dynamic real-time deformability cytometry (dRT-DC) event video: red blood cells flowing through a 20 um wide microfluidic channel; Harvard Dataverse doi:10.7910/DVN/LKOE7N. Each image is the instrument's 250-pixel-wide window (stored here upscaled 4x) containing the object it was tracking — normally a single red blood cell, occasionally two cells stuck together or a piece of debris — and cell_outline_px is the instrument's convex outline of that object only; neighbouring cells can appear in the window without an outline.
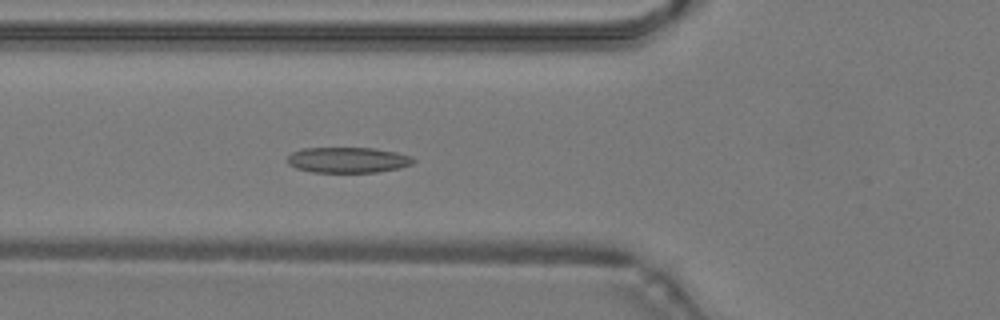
{"species": "common noctule bat (a hibernating species)", "species_latin": "Nyctalus noctula", "temperature_condition": "warm", "stored_images_in_passage": 39, "camera_frame_rate_fps": 3000, "um_per_image_px": 0.085, "animal": {"sex": "male", "body_mass_g": 19.2, "forearm_length_mm": 51.8}, "frame": {"image": 1, "passage_image": 9, "time_ms": 2.667, "image_size_px": [1000, 320], "cell_outline_px": [[416, 160], [412, 164], [400, 168], [376, 172], [312, 172], [296, 168], [288, 164], [288, 156], [292, 152], [300, 148], [376, 148], [396, 152], [412, 156]], "centroid_in_image_um": [29.58, 13.59], "position_along_channel_um": 96.2, "area_um2": 18.9}}
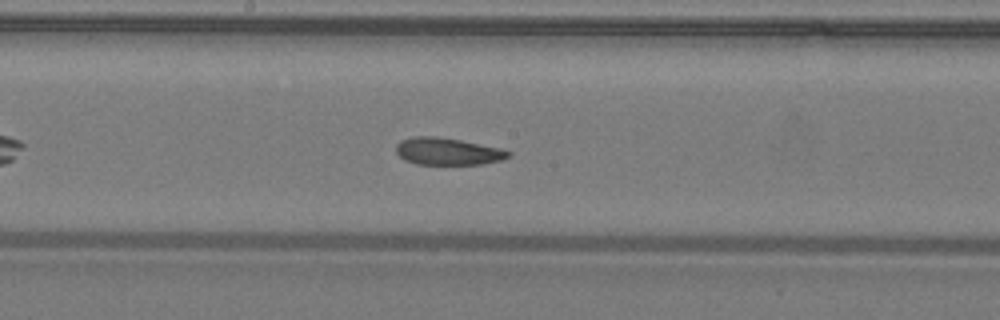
{"frame": {"image": 2, "passage_image": 17, "time_ms": 5.333, "image_size_px": [1000, 320], "cell_outline_px": [[512, 156], [500, 160], [484, 164], [416, 164], [404, 160], [396, 152], [396, 144], [400, 140], [412, 136], [436, 136], [460, 140], [500, 148], [512, 152]], "centroid_in_image_um": [38.04, 12.86], "position_along_channel_um": 210.2, "area_um2": 17.86}}
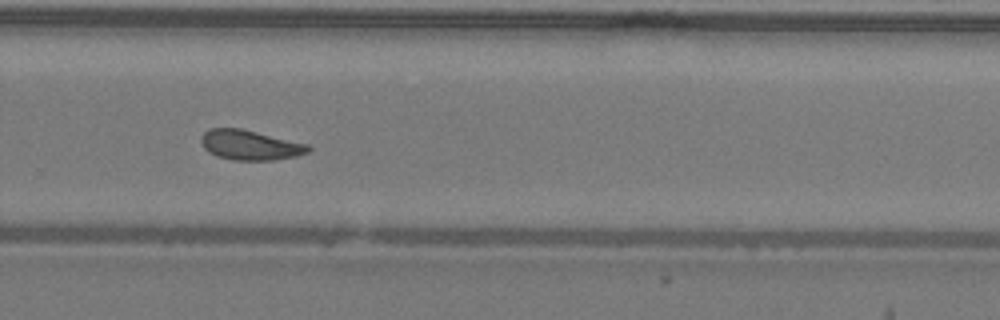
{"frame": {"image": 3, "passage_image": 24, "time_ms": 7.667, "image_size_px": [1000, 320], "cell_outline_px": [[312, 148], [308, 152], [296, 156], [276, 160], [232, 160], [216, 156], [208, 152], [204, 148], [200, 140], [200, 136], [208, 128], [240, 128], [308, 144]], "centroid_in_image_um": [21.23, 12.33], "position_along_channel_um": 308.6, "area_um2": 18.79}, "authors_computed_cell_mechanics": {"area_um2": 18.7272, "velocity_mm_per_s": 4.2524, "shape_relaxation_time_tau1_ms": null, "shape_relaxation_time_tau2_ms": 2.5883, "deformation_change_tau1": null, "deformation_change_tau2": 0.0873}}